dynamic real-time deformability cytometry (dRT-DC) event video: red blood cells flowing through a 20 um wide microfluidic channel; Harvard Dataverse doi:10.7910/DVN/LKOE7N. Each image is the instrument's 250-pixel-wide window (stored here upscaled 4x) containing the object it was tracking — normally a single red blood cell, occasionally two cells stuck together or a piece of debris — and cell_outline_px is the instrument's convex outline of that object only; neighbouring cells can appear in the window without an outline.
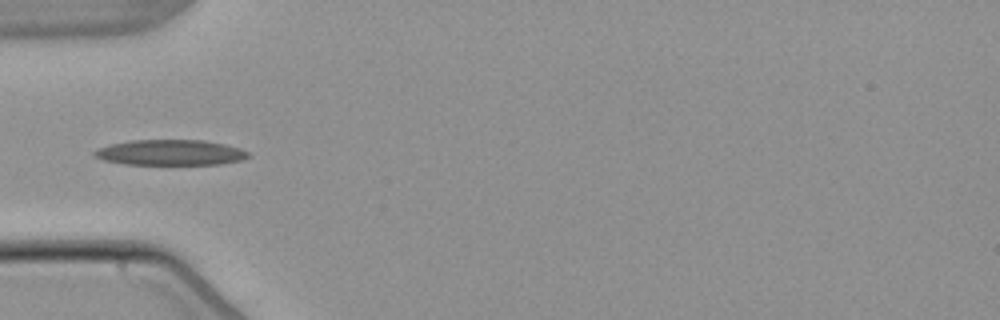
{"species": "common noctule bat (a hibernating species)", "species_latin": "Nyctalus noctula", "temperature_condition": "warm", "stored_images_in_passage": 5, "camera_frame_rate_fps": 3000, "um_per_image_px": 0.085, "animal": {"sex": "male", "body_mass_g": 21.5, "forearm_length_mm": 52.0}, "frame": {"image": 1, "passage_image": 5, "time_ms": 5.0, "image_size_px": [1000, 320], "cell_outline_px": [[252, 156], [240, 160], [220, 164], [124, 164], [104, 160], [92, 156], [92, 152], [108, 144], [128, 140], [204, 140], [224, 144], [240, 148], [248, 152]], "centroid_in_image_um": [14.46, 12.96], "position_along_channel_um": 70.5, "area_um2": 22.95}}